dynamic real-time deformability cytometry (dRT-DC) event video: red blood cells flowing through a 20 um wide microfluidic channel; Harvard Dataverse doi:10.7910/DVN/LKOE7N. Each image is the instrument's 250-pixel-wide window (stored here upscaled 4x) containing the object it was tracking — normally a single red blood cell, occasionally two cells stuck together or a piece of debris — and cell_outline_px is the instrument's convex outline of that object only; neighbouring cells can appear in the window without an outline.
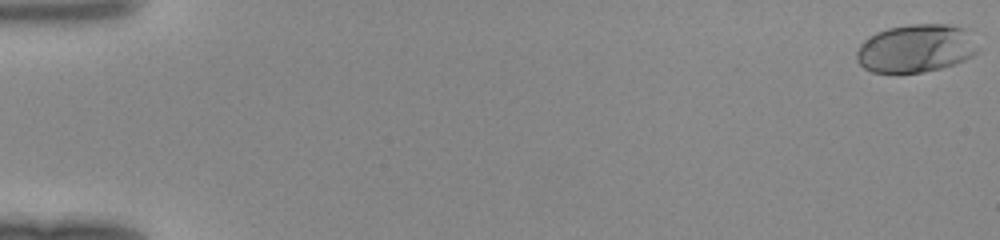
{"species": "human", "species_latin": "Homo sapiens", "temperature_condition": "room temperature", "stored_images_in_passage": 49, "camera_frame_rate_fps": 3000, "um_per_image_px": 0.085, "donor": {"sex": "female"}, "frame": {"image": 1, "passage_image": 1, "time_ms": 0.0, "image_size_px": [1000, 240], "cell_outline_px": [[980, 48], [972, 56], [964, 60], [940, 68], [924, 72], [872, 72], [864, 68], [856, 60], [856, 52], [860, 44], [868, 36], [876, 32], [888, 28], [908, 24], [948, 24], [964, 28]], "centroid_in_image_um": [77.82, 4.1], "position_along_channel_um": 7.2, "area_um2": 33.99}}
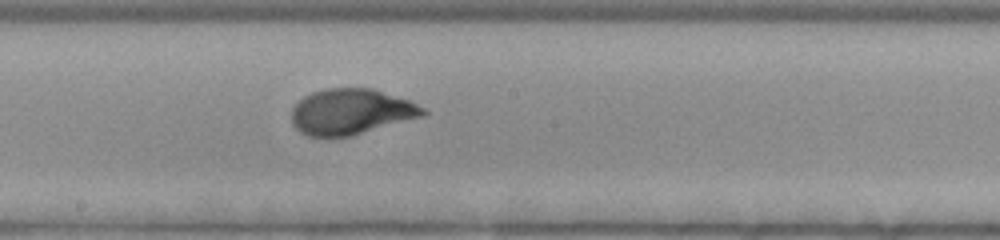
{"frame": {"image": 2, "passage_image": 28, "time_ms": 9.0, "image_size_px": [1000, 240], "cell_outline_px": [[428, 112], [424, 116], [352, 136], [308, 136], [300, 132], [292, 124], [292, 108], [304, 96], [312, 92], [324, 88], [372, 88], [408, 100], [424, 108]], "centroid_in_image_um": [29.84, 9.5], "position_along_channel_um": 218.4, "area_um2": 34.97}}
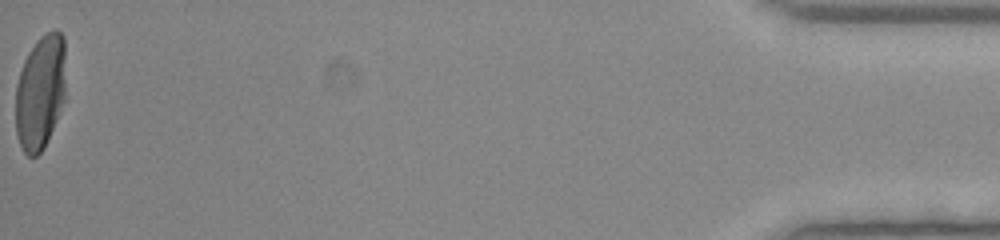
{"frame": {"image": 3, "passage_image": 49, "time_ms": 16.0, "image_size_px": [1000, 240], "cell_outline_px": [[64, 100], [56, 120], [44, 148], [36, 156], [28, 156], [24, 152], [20, 144], [16, 132], [16, 84], [24, 60], [28, 52], [36, 40], [40, 36], [56, 28], [64, 36]], "centroid_in_image_um": [3.42, 7.81], "position_along_channel_um": 431.8, "area_um2": 33.41}}